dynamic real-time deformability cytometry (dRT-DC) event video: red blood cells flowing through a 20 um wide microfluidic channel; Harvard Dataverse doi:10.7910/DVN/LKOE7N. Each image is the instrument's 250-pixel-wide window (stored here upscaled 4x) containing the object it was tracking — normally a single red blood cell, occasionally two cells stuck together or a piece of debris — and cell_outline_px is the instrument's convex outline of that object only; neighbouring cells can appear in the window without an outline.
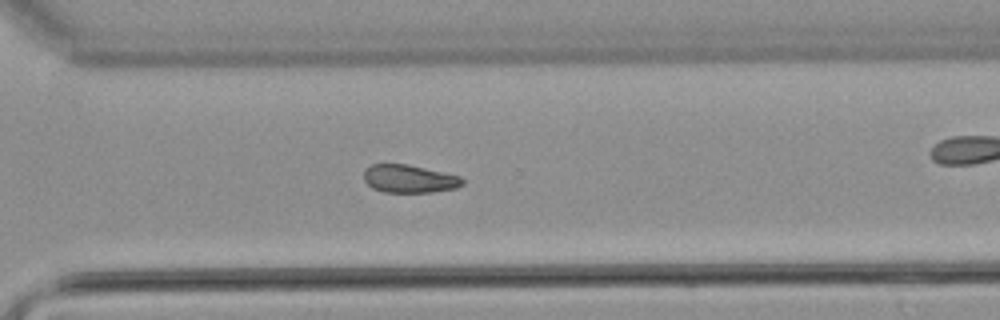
{"species": "common noctule bat (a hibernating species)", "species_latin": "Nyctalus noctula", "temperature_condition": "warm", "stored_images_in_passage": 56, "camera_frame_rate_fps": 3000, "um_per_image_px": 0.085, "animal": {"sex": "male", "body_mass_g": 21.5, "forearm_length_mm": 52.0}, "frame": {"image": 1, "passage_image": 40, "time_ms": 13.0, "image_size_px": [1000, 320], "cell_outline_px": [[464, 184], [456, 188], [436, 192], [384, 192], [372, 188], [364, 180], [364, 168], [372, 164], [408, 164], [460, 176], [464, 180]], "centroid_in_image_um": [34.79, 15.2], "position_along_channel_um": 335.8, "area_um2": 16.18}}